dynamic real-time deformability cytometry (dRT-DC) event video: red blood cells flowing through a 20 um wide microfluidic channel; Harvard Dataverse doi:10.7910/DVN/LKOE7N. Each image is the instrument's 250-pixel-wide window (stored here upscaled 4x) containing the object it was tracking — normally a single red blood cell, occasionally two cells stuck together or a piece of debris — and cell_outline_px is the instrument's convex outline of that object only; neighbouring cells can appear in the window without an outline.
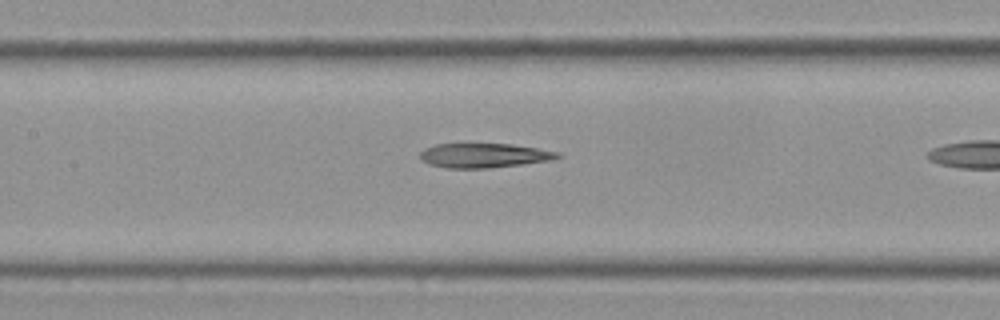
{"species": "Egyptian fruit bat (a non-hibernating species)", "species_latin": "Rousettus aegyptiacus", "temperature_condition": "cold", "stored_images_in_passage": 21, "camera_frame_rate_fps": 3000, "um_per_image_px": 0.085, "frame": {"image": 1, "passage_image": 12, "time_ms": 3.667, "image_size_px": [1000, 320], "cell_outline_px": [[564, 156], [552, 160], [488, 168], [448, 168], [428, 164], [420, 160], [420, 152], [424, 148], [436, 144], [512, 144], [560, 152]], "centroid_in_image_um": [41.13, 13.21], "position_along_channel_um": 166.3, "area_um2": 19.59}}
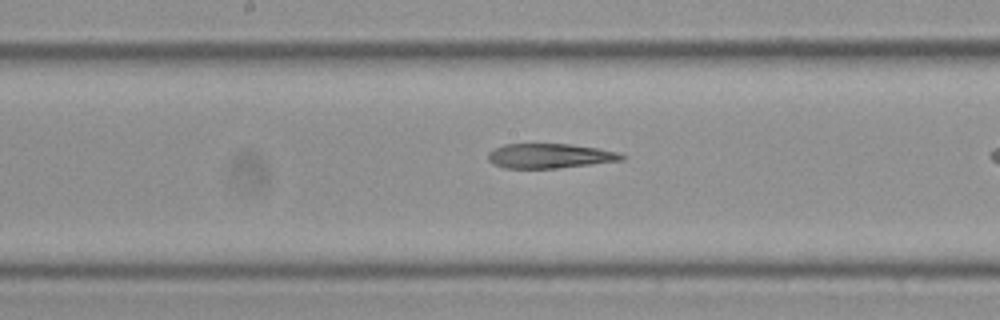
{"frame": {"image": 2, "passage_image": 15, "time_ms": 4.667, "image_size_px": [1000, 320], "cell_outline_px": [[628, 156], [624, 160], [592, 164], [556, 168], [504, 168], [492, 164], [488, 160], [488, 152], [504, 144], [572, 144], [596, 148], [616, 152]], "centroid_in_image_um": [46.72, 13.25], "position_along_channel_um": 201.5, "area_um2": 19.19}}
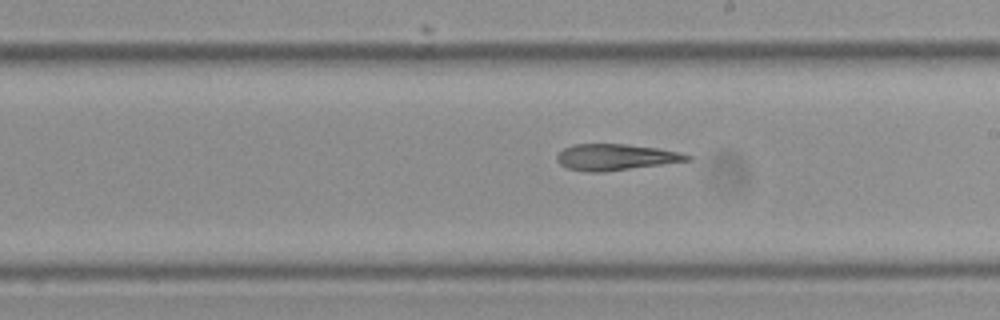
{"frame": {"image": 3, "passage_image": 18, "time_ms": 5.667, "image_size_px": [1000, 320], "cell_outline_px": [[692, 160], [604, 172], [588, 172], [568, 168], [560, 164], [556, 160], [556, 156], [564, 148], [572, 144], [628, 144], [656, 148], [680, 152], [692, 156]], "centroid_in_image_um": [52.33, 13.35], "position_along_channel_um": 236.7, "area_um2": 19.88}}